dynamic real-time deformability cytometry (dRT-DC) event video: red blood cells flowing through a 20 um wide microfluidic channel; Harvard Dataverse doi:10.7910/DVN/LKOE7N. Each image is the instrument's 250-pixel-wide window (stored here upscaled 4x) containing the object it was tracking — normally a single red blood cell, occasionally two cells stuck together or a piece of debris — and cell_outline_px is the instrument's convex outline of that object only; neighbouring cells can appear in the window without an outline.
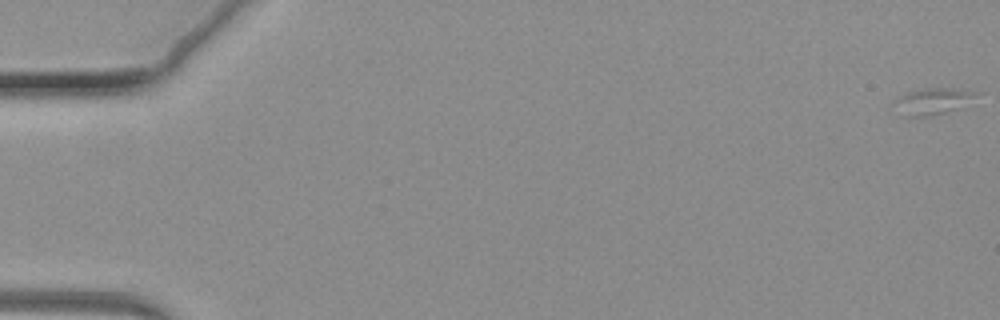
{"species": "common noctule bat (a hibernating species)", "species_latin": "Nyctalus noctula", "temperature_condition": "warm", "stored_images_in_passage": 71, "camera_frame_rate_fps": 3000, "um_per_image_px": 0.085, "animal": {"sex": "female", "body_mass_g": 19.3, "forearm_length_mm": 54.1}, "frame": {"image": 1, "passage_image": 1, "time_ms": 0.0, "image_size_px": [1000, 320], "cell_outline_px": [[984, 92], [964, 108], [932, 116], [908, 116], [888, 108], [888, 104], [896, 96], [904, 92], [924, 88], [960, 88]], "centroid_in_image_um": [79.27, 8.6], "position_along_channel_um": 5.7, "area_um2": 13.93}}
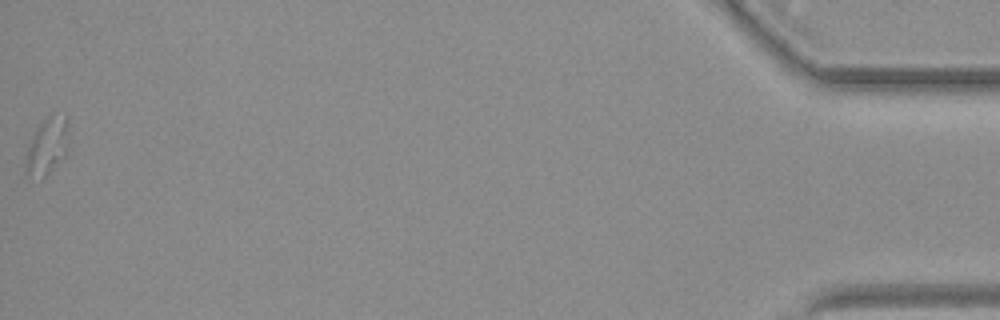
{"frame": {"image": 2, "passage_image": 71, "time_ms": 23.333, "image_size_px": [1000, 320], "cell_outline_px": [[68, 156], [44, 176], [24, 172], [24, 164], [28, 148], [36, 128], [48, 116], [68, 116]], "centroid_in_image_um": [4.06, 12.41], "position_along_channel_um": 431.1, "area_um2": 14.1}}